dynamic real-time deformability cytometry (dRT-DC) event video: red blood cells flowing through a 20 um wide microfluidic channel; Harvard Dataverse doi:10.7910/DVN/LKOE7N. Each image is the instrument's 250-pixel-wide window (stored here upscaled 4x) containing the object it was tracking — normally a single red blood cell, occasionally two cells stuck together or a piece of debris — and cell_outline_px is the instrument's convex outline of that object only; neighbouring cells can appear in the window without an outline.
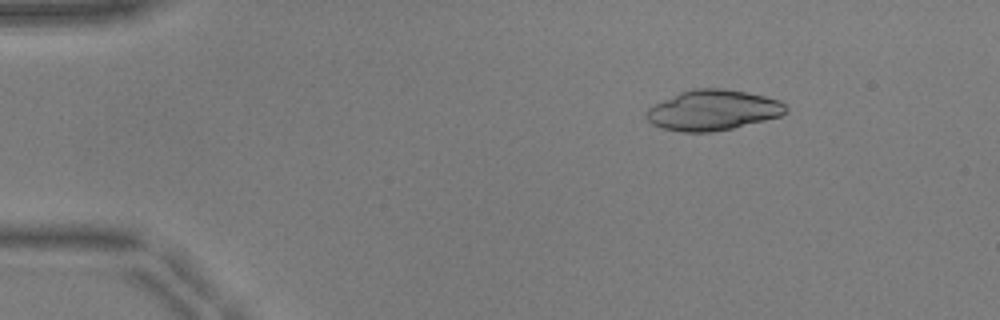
{"species": "common noctule bat (a hibernating species)", "species_latin": "Nyctalus noctula", "temperature_condition": "warm", "stored_images_in_passage": 51, "camera_frame_rate_fps": 3000, "um_per_image_px": 0.085, "animal": {"sex": "male", "body_mass_g": 17.9, "forearm_length_mm": 54.2}, "frame": {"image": 1, "passage_image": 8, "time_ms": 2.333, "image_size_px": [1000, 320], "cell_outline_px": [[788, 112], [780, 116], [732, 128], [712, 132], [684, 132], [660, 128], [652, 124], [648, 120], [644, 112], [648, 108], [680, 92], [696, 88], [720, 88], [748, 92], [780, 100], [788, 108]], "centroid_in_image_um": [60.6, 9.37], "position_along_channel_um": 24.4, "area_um2": 32.71}}